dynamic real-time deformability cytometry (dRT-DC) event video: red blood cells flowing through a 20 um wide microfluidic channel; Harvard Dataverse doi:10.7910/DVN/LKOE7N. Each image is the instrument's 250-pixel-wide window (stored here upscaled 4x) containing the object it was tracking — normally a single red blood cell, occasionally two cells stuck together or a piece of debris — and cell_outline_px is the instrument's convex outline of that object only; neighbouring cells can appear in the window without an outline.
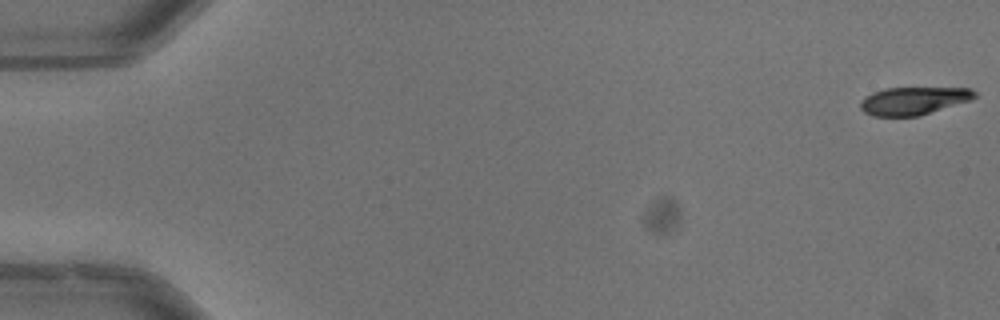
{"species": "common noctule bat (a hibernating species)", "species_latin": "Nyctalus noctula", "temperature_condition": "warm", "stored_images_in_passage": 53, "camera_frame_rate_fps": 3000, "um_per_image_px": 0.085, "animal": {"sex": "male", "body_mass_g": 13.3}, "frame": {"image": 1, "passage_image": 1, "time_ms": 0.0, "image_size_px": [1000, 320], "cell_outline_px": [[976, 96], [972, 100], [920, 116], [872, 116], [864, 112], [860, 108], [860, 100], [864, 96], [872, 92], [884, 88], [972, 88], [976, 92]], "centroid_in_image_um": [77.64, 8.57], "position_along_channel_um": 7.4, "area_um2": 18.79}}
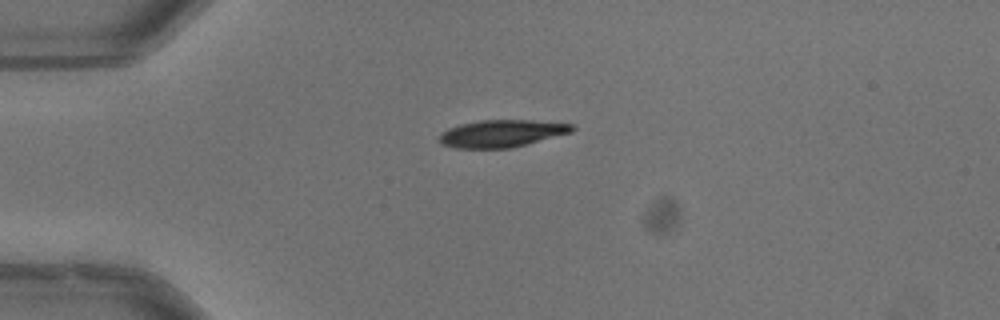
{"frame": {"image": 2, "passage_image": 14, "time_ms": 4.333, "image_size_px": [1000, 320], "cell_outline_px": [[576, 128], [572, 132], [512, 148], [456, 148], [440, 144], [436, 140], [448, 128], [460, 124], [480, 120], [532, 120], [572, 124]], "centroid_in_image_um": [42.63, 11.35], "position_along_channel_um": 42.4, "area_um2": 21.15}}
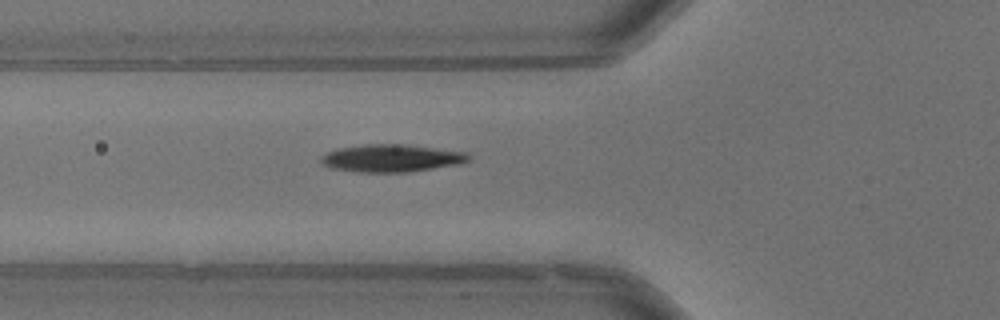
{"frame": {"image": 3, "passage_image": 20, "time_ms": 6.333, "image_size_px": [1000, 320], "cell_outline_px": [[468, 160], [460, 164], [408, 172], [360, 172], [332, 168], [324, 164], [320, 160], [320, 156], [336, 148], [364, 144], [408, 144], [468, 152]], "centroid_in_image_um": [33.27, 13.43], "position_along_channel_um": 92.5, "area_um2": 23.76}, "authors_computed_cell_mechanics": {"area_um2": 22.0796, "velocity_mm_per_s": 3.9876, "shape_relaxation_time_tau1_ms": 3.504, "shape_relaxation_time_tau2_ms": 4.9779, "deformation_change_tau1": 0.1524, "deformation_change_tau2": 0.109}}